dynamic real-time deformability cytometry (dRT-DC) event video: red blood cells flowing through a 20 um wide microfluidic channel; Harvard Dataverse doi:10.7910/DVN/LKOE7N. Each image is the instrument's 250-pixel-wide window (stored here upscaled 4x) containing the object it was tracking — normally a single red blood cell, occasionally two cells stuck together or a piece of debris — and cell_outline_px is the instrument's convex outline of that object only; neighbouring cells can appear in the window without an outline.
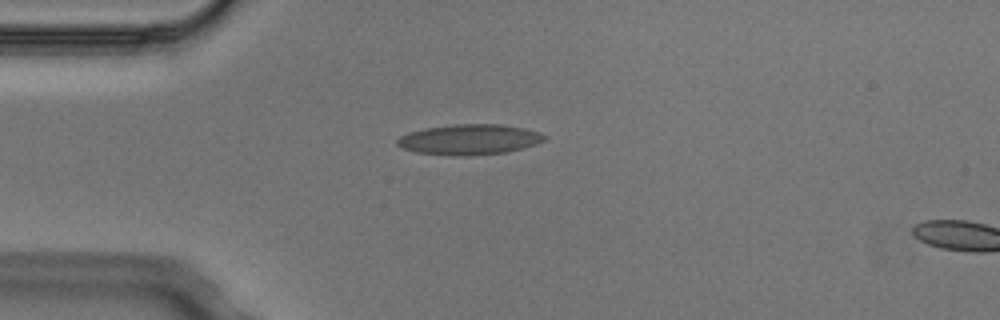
{"species": "Egyptian fruit bat (a non-hibernating species)", "species_latin": "Rousettus aegyptiacus", "temperature_condition": "cold", "stored_images_in_passage": 4, "camera_frame_rate_fps": 3000, "um_per_image_px": 0.085, "animal": {"sex": "male"}, "frame": {"image": 1, "passage_image": 4, "time_ms": 1.0, "image_size_px": [1000, 320], "cell_outline_px": [[548, 136], [544, 140], [536, 144], [504, 152], [468, 156], [452, 156], [416, 152], [400, 148], [396, 144], [396, 140], [400, 136], [408, 132], [424, 128], [452, 124], [500, 124], [524, 128]], "centroid_in_image_um": [39.82, 11.86], "position_along_channel_um": 45.2, "area_um2": 26.13}}